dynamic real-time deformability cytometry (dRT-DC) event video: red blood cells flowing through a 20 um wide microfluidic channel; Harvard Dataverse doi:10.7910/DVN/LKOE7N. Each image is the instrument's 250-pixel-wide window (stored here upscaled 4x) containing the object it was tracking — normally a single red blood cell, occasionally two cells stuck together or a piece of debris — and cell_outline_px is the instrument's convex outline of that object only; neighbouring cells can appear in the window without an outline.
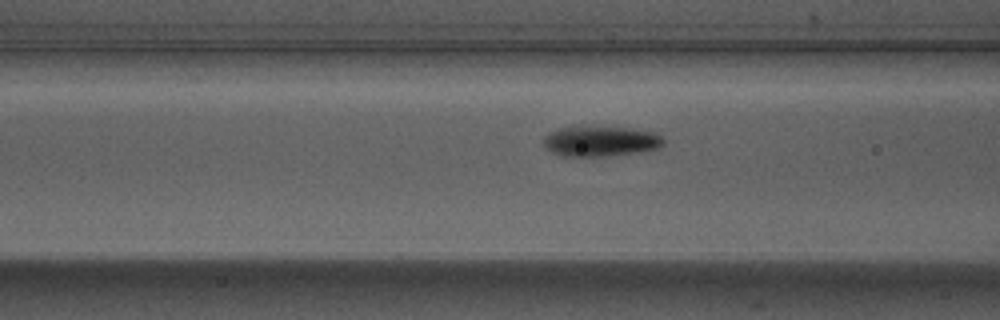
{"species": "Egyptian fruit bat (a non-hibernating species)", "species_latin": "Rousettus aegyptiacus", "temperature_condition": "warm", "stored_images_in_passage": 11, "camera_frame_rate_fps": 3000, "um_per_image_px": 0.085, "animal": {"sex": "male"}, "frame": {"image": 1, "passage_image": 9, "time_ms": 2.667, "image_size_px": [1000, 320], "cell_outline_px": [[664, 144], [660, 148], [636, 152], [604, 156], [560, 156], [544, 148], [544, 136], [548, 132], [560, 128], [576, 124], [628, 128], [652, 132], [660, 136], [664, 140]], "centroid_in_image_um": [50.97, 11.97], "position_along_channel_um": 115.6, "area_um2": 21.68}}